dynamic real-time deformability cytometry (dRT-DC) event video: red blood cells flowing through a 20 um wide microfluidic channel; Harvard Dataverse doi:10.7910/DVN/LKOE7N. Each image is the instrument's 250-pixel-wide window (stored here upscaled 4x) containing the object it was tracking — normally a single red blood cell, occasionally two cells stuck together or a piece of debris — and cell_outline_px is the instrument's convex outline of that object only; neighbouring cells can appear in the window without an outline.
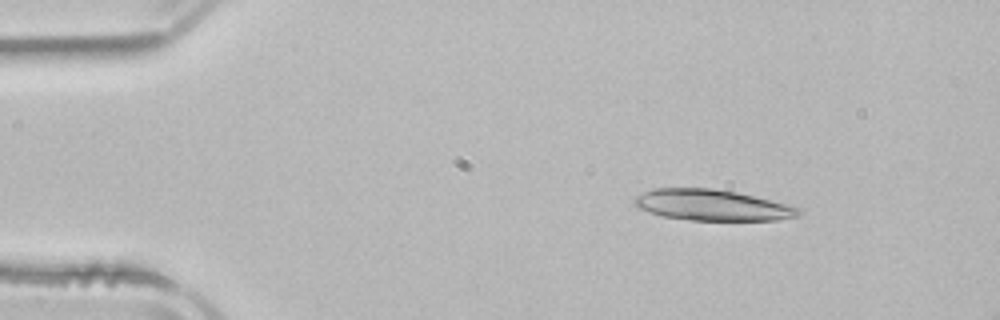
{"species": "common noctule bat (a hibernating species)", "species_latin": "Nyctalus noctula", "temperature_condition": "room temperature", "stored_images_in_passage": 8, "camera_frame_rate_fps": 3000, "um_per_image_px": 0.085, "animal": {"sex": "male", "body_mass_g": 21.5, "forearm_length_mm": 52.0}, "frame": {"image": 1, "passage_image": 2, "time_ms": 0.333, "image_size_px": [1000, 320], "cell_outline_px": [[800, 216], [776, 220], [692, 220], [664, 216], [636, 208], [632, 204], [632, 200], [636, 196], [652, 188], [712, 188], [736, 192], [800, 208]], "centroid_in_image_um": [60.46, 17.43], "position_along_channel_um": 24.5, "area_um2": 29.42}}